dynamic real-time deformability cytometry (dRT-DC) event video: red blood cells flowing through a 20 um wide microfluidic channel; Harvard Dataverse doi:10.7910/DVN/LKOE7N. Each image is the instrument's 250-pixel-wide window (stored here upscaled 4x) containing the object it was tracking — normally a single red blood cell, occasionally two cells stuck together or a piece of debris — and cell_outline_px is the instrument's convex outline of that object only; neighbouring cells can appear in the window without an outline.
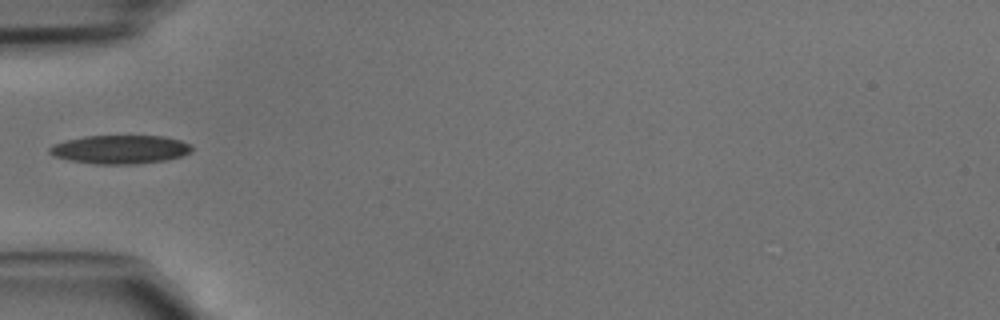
{"species": "common noctule bat (a hibernating species)", "species_latin": "Nyctalus noctula", "temperature_condition": "cold", "stored_images_in_passage": 31, "camera_frame_rate_fps": 3000, "um_per_image_px": 0.085, "animal": {"sex": "male", "body_mass_g": 15.6}, "frame": {"image": 1, "passage_image": 1, "time_ms": 0.0, "image_size_px": [1000, 320], "cell_outline_px": [[192, 148], [188, 152], [180, 156], [168, 160], [136, 164], [96, 164], [68, 160], [56, 156], [48, 152], [48, 148], [52, 144], [84, 136], [164, 136], [180, 140], [192, 144]], "centroid_in_image_um": [10.21, 12.7], "position_along_channel_um": 74.8, "area_um2": 23.7}}
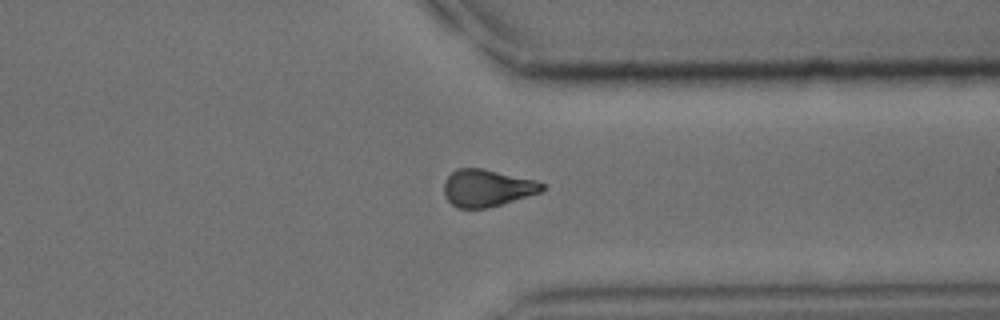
{"frame": {"image": 2, "passage_image": 21, "time_ms": 6.667, "image_size_px": [1000, 320], "cell_outline_px": [[544, 188], [540, 192], [500, 204], [484, 208], [456, 208], [448, 200], [444, 192], [444, 180], [456, 168], [484, 168], [536, 180], [544, 184]], "centroid_in_image_um": [41.37, 15.96], "position_along_channel_um": 370.0, "area_um2": 21.1}}
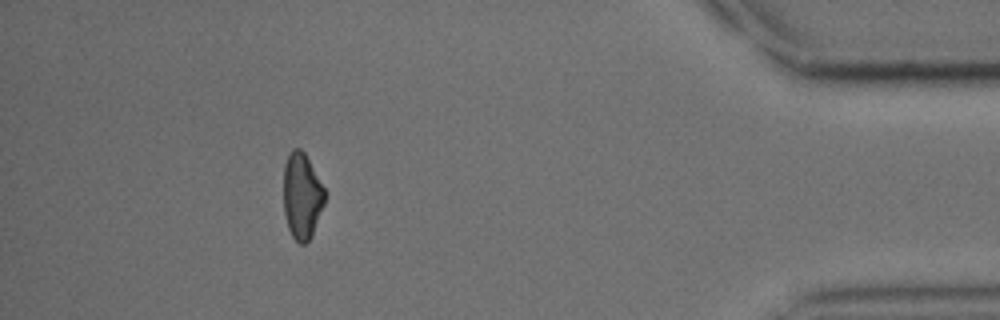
{"frame": {"image": 3, "passage_image": 27, "time_ms": 8.667, "image_size_px": [1000, 320], "cell_outline_px": [[324, 204], [312, 236], [304, 244], [300, 244], [292, 236], [288, 228], [284, 212], [284, 164], [288, 152], [292, 148], [300, 148], [304, 152], [324, 188]], "centroid_in_image_um": [25.64, 16.64], "position_along_channel_um": 409.6, "area_um2": 20.58}}